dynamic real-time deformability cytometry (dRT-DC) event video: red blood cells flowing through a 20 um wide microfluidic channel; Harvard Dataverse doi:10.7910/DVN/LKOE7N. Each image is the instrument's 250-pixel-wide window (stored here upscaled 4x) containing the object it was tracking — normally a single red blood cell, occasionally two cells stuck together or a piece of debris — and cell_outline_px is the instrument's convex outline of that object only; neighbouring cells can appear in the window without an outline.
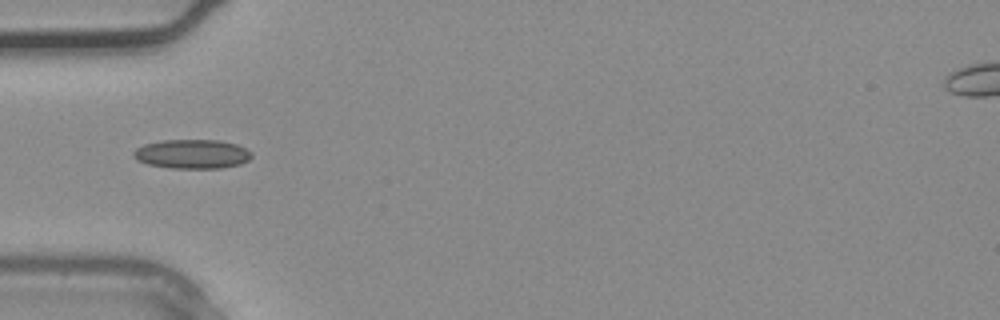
{"species": "common noctule bat (a hibernating species)", "species_latin": "Nyctalus noctula", "temperature_condition": "warm", "stored_images_in_passage": 1, "camera_frame_rate_fps": 3000, "um_per_image_px": 0.085, "animal": {"sex": "male", "body_mass_g": 20.4}, "frame": {"image": 1, "passage_image": 1, "time_ms": 0.0, "image_size_px": [1000, 320], "cell_outline_px": [[252, 156], [248, 160], [240, 164], [220, 168], [172, 168], [148, 164], [136, 160], [132, 156], [132, 152], [136, 148], [144, 144], [160, 140], [220, 140], [236, 144], [252, 152]], "centroid_in_image_um": [16.3, 13.08], "position_along_channel_um": 68.7, "area_um2": 20.17}}